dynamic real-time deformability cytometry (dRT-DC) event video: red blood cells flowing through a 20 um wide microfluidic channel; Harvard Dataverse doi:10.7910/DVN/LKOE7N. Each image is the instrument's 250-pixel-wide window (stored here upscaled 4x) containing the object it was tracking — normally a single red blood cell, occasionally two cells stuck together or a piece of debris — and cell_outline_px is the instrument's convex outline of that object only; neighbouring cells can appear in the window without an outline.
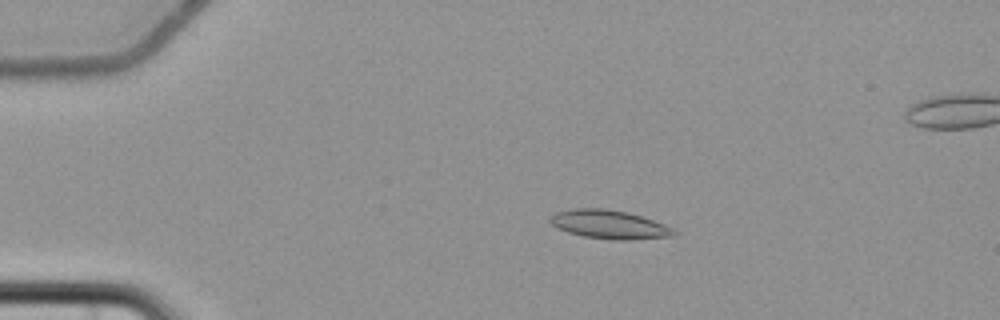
{"species": "common noctule bat (a hibernating species)", "species_latin": "Nyctalus noctula", "temperature_condition": "cold", "stored_images_in_passage": 6, "camera_frame_rate_fps": 3000, "um_per_image_px": 0.085, "animal": {"sex": "female", "body_mass_g": 22.7, "forearm_length_mm": 54.2}, "frame": {"image": 1, "passage_image": 4, "time_ms": 4.333, "image_size_px": [1000, 320], "cell_outline_px": [[676, 236], [628, 240], [612, 240], [584, 236], [568, 232], [552, 224], [548, 220], [556, 212], [576, 208], [604, 208], [628, 212], [664, 224], [672, 228], [676, 232]], "centroid_in_image_um": [51.81, 19.08], "position_along_channel_um": 33.2, "area_um2": 20.52}}